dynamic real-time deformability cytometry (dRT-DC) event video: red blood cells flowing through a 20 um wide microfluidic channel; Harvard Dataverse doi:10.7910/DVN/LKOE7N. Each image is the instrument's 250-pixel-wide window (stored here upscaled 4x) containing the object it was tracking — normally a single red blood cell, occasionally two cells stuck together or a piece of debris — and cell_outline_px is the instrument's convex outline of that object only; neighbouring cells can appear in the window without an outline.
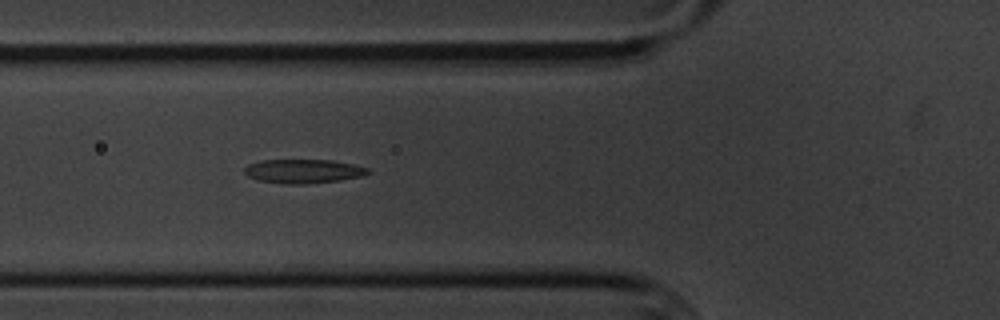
{"species": "common noctule bat (a hibernating species)", "species_latin": "Nyctalus noctula", "temperature_condition": "cold", "stored_images_in_passage": 6, "camera_frame_rate_fps": 3000, "um_per_image_px": 0.085, "animal": {"sex": "male", "body_mass_g": 20.1, "forearm_length_mm": 53.5}, "frame": {"image": 1, "passage_image": 6, "time_ms": 6.0, "image_size_px": [1000, 320], "cell_outline_px": [[368, 172], [360, 176], [340, 180], [308, 184], [288, 184], [260, 180], [248, 176], [244, 172], [244, 168], [248, 164], [260, 160], [332, 160], [352, 164], [368, 168]], "centroid_in_image_um": [25.74, 14.55], "position_along_channel_um": 100.1, "area_um2": 17.05}}